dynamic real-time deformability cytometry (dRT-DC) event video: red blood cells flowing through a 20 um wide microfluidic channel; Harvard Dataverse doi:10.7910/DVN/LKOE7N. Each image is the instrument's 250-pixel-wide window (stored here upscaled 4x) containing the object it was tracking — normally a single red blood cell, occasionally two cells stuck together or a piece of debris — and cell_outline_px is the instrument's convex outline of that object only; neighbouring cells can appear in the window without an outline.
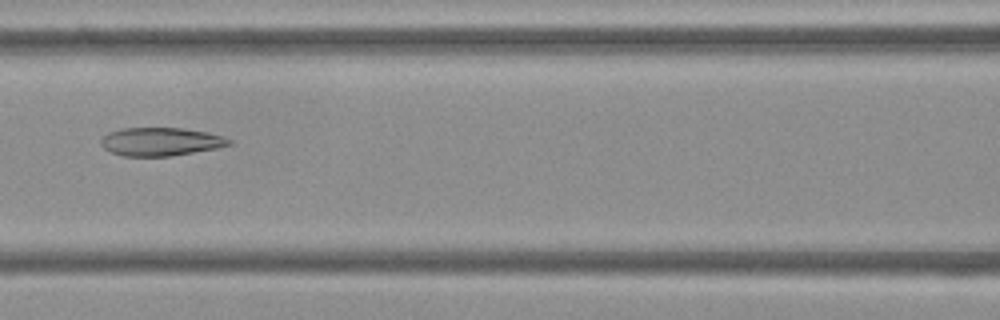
{"species": "Egyptian fruit bat (a non-hibernating species)", "species_latin": "Rousettus aegyptiacus", "temperature_condition": "cold", "stored_images_in_passage": 49, "camera_frame_rate_fps": 3000, "um_per_image_px": 0.085, "frame": {"image": 1, "passage_image": 19, "time_ms": 6.0, "image_size_px": [1000, 320], "cell_outline_px": [[232, 144], [216, 148], [172, 156], [124, 156], [112, 152], [104, 148], [100, 144], [100, 140], [108, 132], [120, 128], [180, 128], [208, 132], [224, 136], [232, 140]], "centroid_in_image_um": [13.66, 12.03], "position_along_channel_um": 152.9, "area_um2": 21.15}}
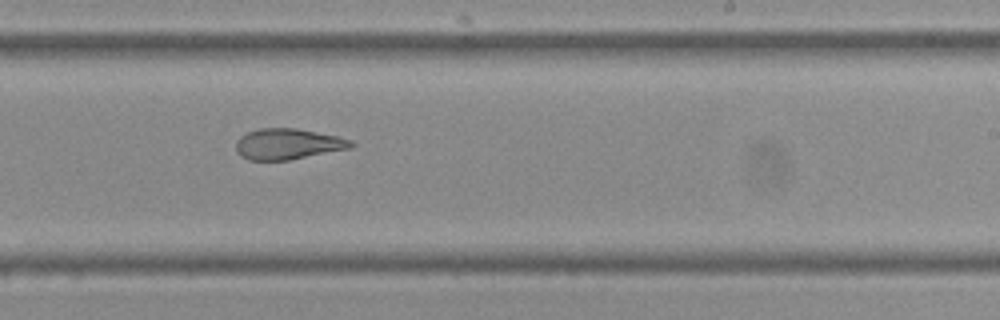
{"frame": {"image": 2, "passage_image": 28, "time_ms": 9.0, "image_size_px": [1000, 320], "cell_outline_px": [[356, 144], [352, 148], [288, 160], [248, 160], [240, 156], [236, 152], [236, 140], [240, 136], [248, 132], [260, 128], [296, 128], [340, 136], [352, 140]], "centroid_in_image_um": [24.49, 12.24], "position_along_channel_um": 264.5, "area_um2": 20.92}}
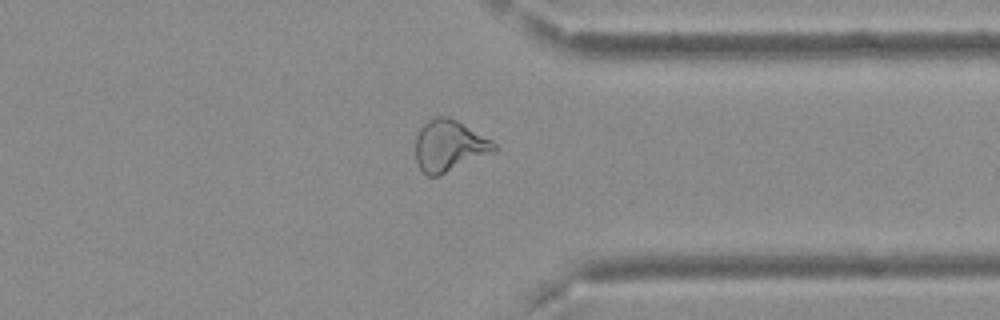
{"frame": {"image": 3, "passage_image": 37, "time_ms": 12.0, "image_size_px": [1000, 320], "cell_outline_px": [[500, 148], [496, 152], [440, 176], [428, 176], [420, 168], [416, 160], [416, 136], [420, 128], [428, 120], [436, 116], [448, 116], [456, 120], [492, 140]], "centroid_in_image_um": [38.22, 12.41], "position_along_channel_um": 373.2, "area_um2": 23.81}, "authors_computed_cell_mechanics": {"area_um2": 23.8136, "velocity_mm_per_s": 3.7293, "shape_relaxation_time_tau1_ms": null, "shape_relaxation_time_tau2_ms": 2.4491, "deformation_change_tau1": null, "deformation_change_tau2": 0.0997}}